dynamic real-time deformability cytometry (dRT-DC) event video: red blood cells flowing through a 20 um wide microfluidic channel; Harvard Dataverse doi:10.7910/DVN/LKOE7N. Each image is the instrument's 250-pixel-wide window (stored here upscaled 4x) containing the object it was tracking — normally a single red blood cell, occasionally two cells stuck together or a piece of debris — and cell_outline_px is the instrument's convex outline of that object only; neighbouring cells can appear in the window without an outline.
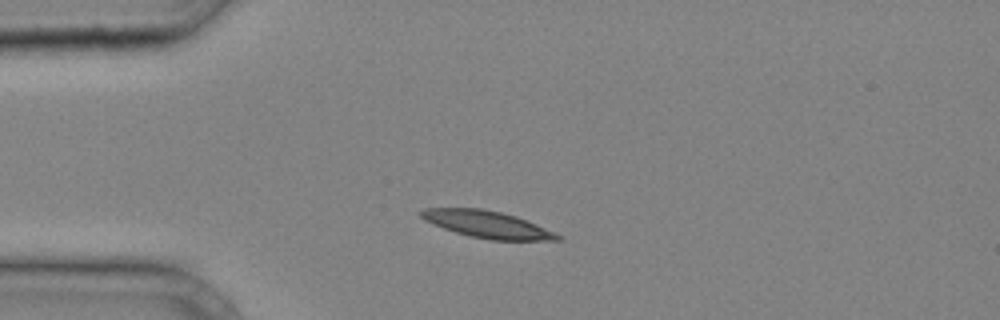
{"species": "common noctule bat (a hibernating species)", "species_latin": "Nyctalus noctula", "temperature_condition": "cold", "stored_images_in_passage": 34, "camera_frame_rate_fps": 3000, "um_per_image_px": 0.085, "animal": {"sex": "male", "body_mass_g": 20.4}, "frame": {"image": 1, "passage_image": 6, "time_ms": 1.667, "image_size_px": [1000, 320], "cell_outline_px": [[564, 240], [492, 240], [472, 236], [456, 232], [432, 224], [424, 220], [420, 216], [420, 212], [424, 208], [480, 208], [500, 212], [516, 216], [536, 224], [564, 236]], "centroid_in_image_um": [41.44, 19.07], "position_along_channel_um": 43.6, "area_um2": 21.33}}
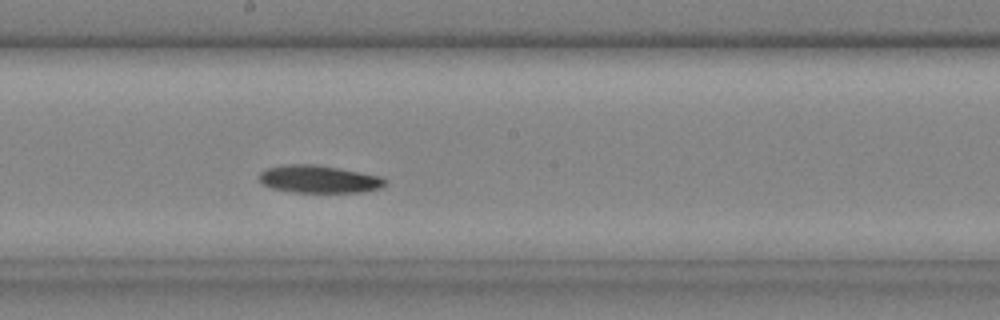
{"frame": {"image": 2, "passage_image": 18, "time_ms": 5.667, "image_size_px": [1000, 320], "cell_outline_px": [[388, 180], [380, 188], [360, 192], [292, 192], [272, 188], [264, 184], [260, 180], [260, 172], [268, 168], [284, 164], [316, 164], [360, 172], [380, 176]], "centroid_in_image_um": [27.11, 15.22], "position_along_channel_um": 221.1, "area_um2": 20.11}}
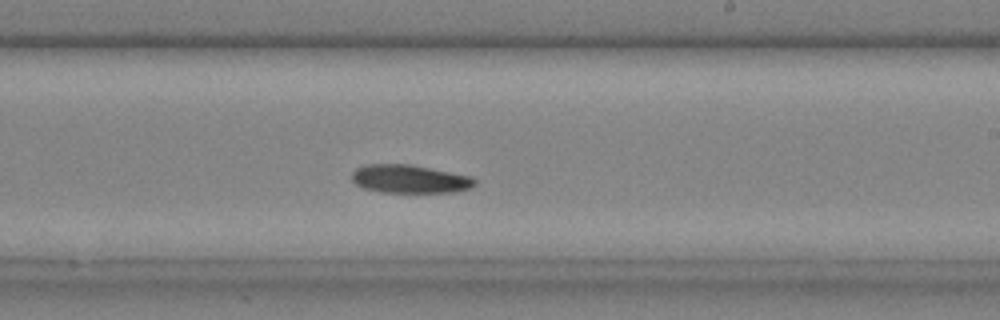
{"frame": {"image": 3, "passage_image": 20, "time_ms": 6.333, "image_size_px": [1000, 320], "cell_outline_px": [[476, 184], [468, 188], [452, 192], [380, 192], [364, 188], [356, 184], [352, 180], [352, 172], [356, 168], [364, 164], [408, 164], [472, 176], [476, 180]], "centroid_in_image_um": [34.79, 15.21], "position_along_channel_um": 254.2, "area_um2": 20.17}}